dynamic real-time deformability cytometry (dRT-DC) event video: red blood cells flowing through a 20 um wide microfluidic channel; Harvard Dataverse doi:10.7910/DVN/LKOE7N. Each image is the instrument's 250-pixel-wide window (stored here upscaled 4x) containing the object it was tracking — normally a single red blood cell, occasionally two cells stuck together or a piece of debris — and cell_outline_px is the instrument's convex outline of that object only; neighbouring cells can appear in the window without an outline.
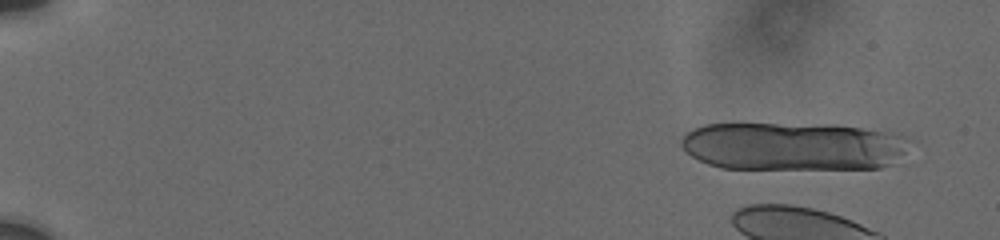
{"species": "human", "species_latin": "Homo sapiens", "temperature_condition": "cold", "stored_images_in_passage": 28, "camera_frame_rate_fps": 3000, "um_per_image_px": 0.085, "donor": {"sex": "male"}, "frame": {"image": 1, "passage_image": 1, "time_ms": 0.0, "image_size_px": [1000, 240], "cell_outline_px": [[916, 140], [904, 152], [888, 164], [880, 168], [720, 168], [708, 164], [692, 156], [680, 144], [680, 140], [684, 132], [692, 128], [704, 124], [836, 124], [888, 132], [904, 136]], "centroid_in_image_um": [67.41, 12.41], "position_along_channel_um": 17.6, "area_um2": 64.45}}